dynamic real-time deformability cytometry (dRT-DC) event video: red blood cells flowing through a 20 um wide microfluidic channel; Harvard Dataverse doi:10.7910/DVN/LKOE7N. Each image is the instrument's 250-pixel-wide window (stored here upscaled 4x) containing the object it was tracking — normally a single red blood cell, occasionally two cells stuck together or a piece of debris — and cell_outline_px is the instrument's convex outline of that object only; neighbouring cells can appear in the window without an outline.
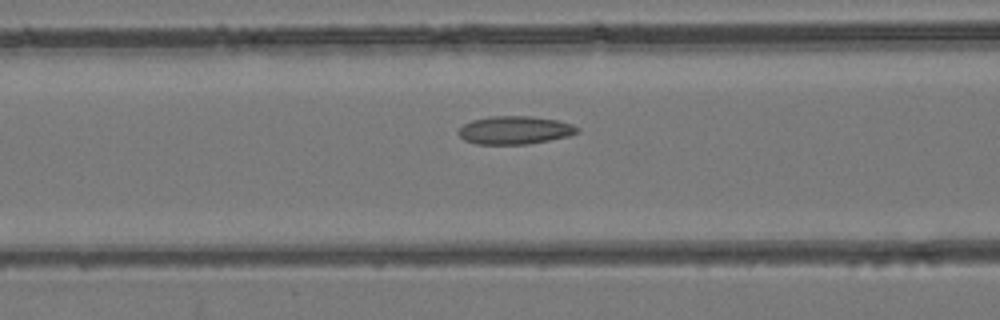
{"species": "common noctule bat (a hibernating species)", "species_latin": "Nyctalus noctula", "temperature_condition": "room temperature", "stored_images_in_passage": 46, "camera_frame_rate_fps": 3000, "um_per_image_px": 0.085, "animal": {"sex": "female", "body_mass_g": 24.6, "forearm_length_mm": 56.2}, "frame": {"image": 1, "passage_image": 16, "time_ms": 5.0, "image_size_px": [1000, 320], "cell_outline_px": [[580, 132], [568, 136], [528, 144], [476, 144], [464, 140], [456, 132], [464, 124], [472, 120], [488, 116], [532, 116], [556, 120], [572, 124], [580, 128]], "centroid_in_image_um": [43.75, 11.06], "position_along_channel_um": 122.9, "area_um2": 19.54}}
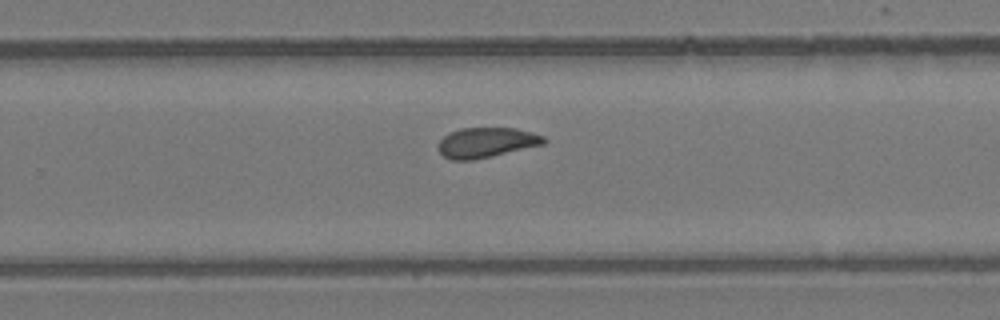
{"frame": {"image": 2, "passage_image": 28, "time_ms": 9.0, "image_size_px": [1000, 320], "cell_outline_px": [[548, 140], [544, 144], [492, 156], [472, 160], [452, 160], [444, 156], [436, 148], [436, 144], [448, 132], [460, 128], [516, 128], [532, 132], [544, 136]], "centroid_in_image_um": [41.32, 12.11], "position_along_channel_um": 288.5, "area_um2": 18.67}}
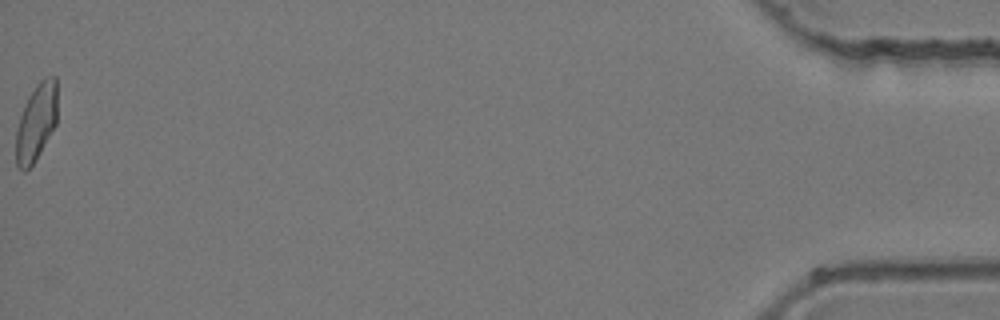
{"frame": {"image": 3, "passage_image": 46, "time_ms": 15.0, "image_size_px": [1000, 320], "cell_outline_px": [[56, 124], [36, 160], [24, 172], [16, 164], [16, 132], [20, 116], [28, 96], [36, 84], [44, 76], [56, 76]], "centroid_in_image_um": [3.08, 10.37], "position_along_channel_um": 432.1, "area_um2": 18.5}}